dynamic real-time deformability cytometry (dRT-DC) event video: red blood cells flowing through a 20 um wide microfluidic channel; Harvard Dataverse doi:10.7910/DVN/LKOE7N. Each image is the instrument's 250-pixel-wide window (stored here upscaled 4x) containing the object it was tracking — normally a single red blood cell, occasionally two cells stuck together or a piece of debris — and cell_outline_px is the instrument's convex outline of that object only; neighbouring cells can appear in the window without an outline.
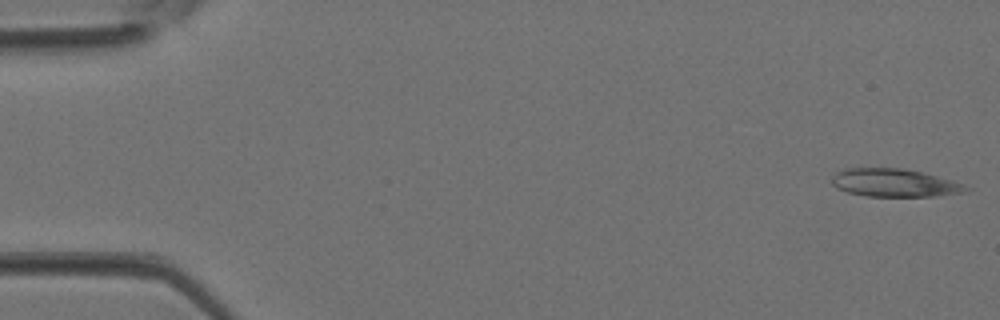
{"species": "Egyptian fruit bat (a non-hibernating species)", "species_latin": "Rousettus aegyptiacus", "temperature_condition": "room temperature", "stored_images_in_passage": 4, "segment_of_instrument_passage": [1, 2], "camera_frame_rate_fps": 3000, "um_per_image_px": 0.085, "animal": {"sex": "female"}, "frame": {"image": 1, "passage_image": 1, "time_ms": 0.0, "image_size_px": [1000, 320], "cell_outline_px": [[972, 188], [960, 192], [936, 196], [868, 196], [848, 192], [836, 188], [832, 184], [832, 176], [836, 172], [844, 168], [904, 168], [924, 172], [952, 180]], "centroid_in_image_um": [75.99, 15.53], "position_along_channel_um": 9.0, "area_um2": 21.85}}